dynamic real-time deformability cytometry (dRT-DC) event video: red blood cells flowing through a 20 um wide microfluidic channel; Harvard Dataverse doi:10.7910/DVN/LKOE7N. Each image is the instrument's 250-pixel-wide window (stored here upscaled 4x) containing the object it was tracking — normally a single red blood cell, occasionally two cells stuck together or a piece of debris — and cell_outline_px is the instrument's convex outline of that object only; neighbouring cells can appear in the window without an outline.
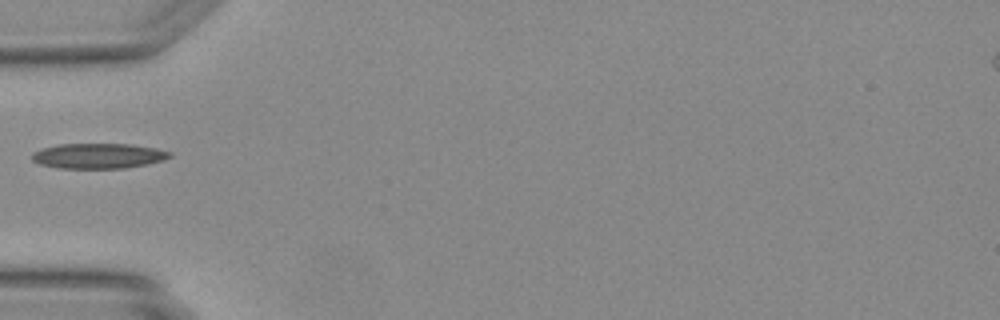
{"species": "Egyptian fruit bat (a non-hibernating species)", "species_latin": "Rousettus aegyptiacus", "temperature_condition": "warm", "stored_images_in_passage": 33, "camera_frame_rate_fps": 3000, "um_per_image_px": 0.085, "animal": {"sex": "female"}, "frame": {"image": 1, "passage_image": 1, "time_ms": 0.0, "image_size_px": [1000, 320], "cell_outline_px": [[172, 156], [164, 160], [148, 164], [124, 168], [60, 168], [40, 164], [32, 160], [32, 152], [40, 148], [56, 144], [132, 144], [156, 148], [172, 152]], "centroid_in_image_um": [8.36, 13.24], "position_along_channel_um": 76.6, "area_um2": 20.4}}